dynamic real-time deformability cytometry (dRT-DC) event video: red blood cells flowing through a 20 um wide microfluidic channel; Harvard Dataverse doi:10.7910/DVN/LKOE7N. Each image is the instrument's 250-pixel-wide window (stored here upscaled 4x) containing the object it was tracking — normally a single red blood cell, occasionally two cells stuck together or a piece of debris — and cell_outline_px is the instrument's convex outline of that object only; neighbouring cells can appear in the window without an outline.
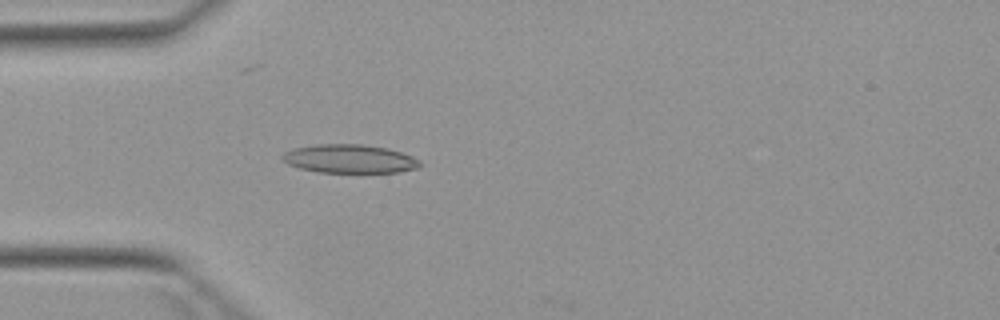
{"species": "Egyptian fruit bat (a non-hibernating species)", "species_latin": "Rousettus aegyptiacus", "temperature_condition": "warm", "stored_images_in_passage": 4, "camera_frame_rate_fps": 3000, "um_per_image_px": 0.085, "animal": {"sex": "female"}, "frame": {"image": 1, "passage_image": 4, "time_ms": 3.333, "image_size_px": [1000, 320], "cell_outline_px": [[420, 164], [416, 168], [400, 172], [316, 172], [300, 168], [288, 164], [280, 156], [284, 152], [292, 148], [316, 144], [360, 144], [388, 148], [412, 156], [420, 160]], "centroid_in_image_um": [29.68, 13.49], "position_along_channel_um": 55.3, "area_um2": 22.89}}